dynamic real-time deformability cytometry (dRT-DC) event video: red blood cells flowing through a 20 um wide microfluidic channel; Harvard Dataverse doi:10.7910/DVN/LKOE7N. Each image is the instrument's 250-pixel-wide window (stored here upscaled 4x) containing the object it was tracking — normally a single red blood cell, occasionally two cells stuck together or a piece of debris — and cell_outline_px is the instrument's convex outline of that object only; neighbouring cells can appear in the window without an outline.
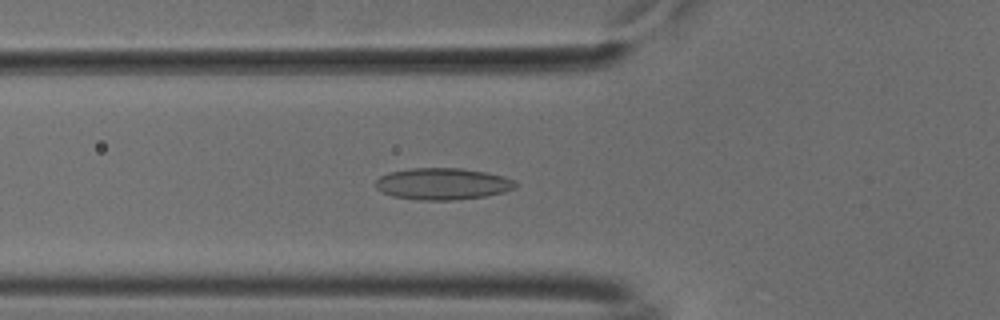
{"species": "common noctule bat (a hibernating species)", "species_latin": "Nyctalus noctula", "temperature_condition": "cold", "stored_images_in_passage": 53, "camera_frame_rate_fps": 3000, "um_per_image_px": 0.085, "animal": {"sex": "male", "body_mass_g": 18.8}, "frame": {"image": 1, "passage_image": 19, "time_ms": 6.0, "image_size_px": [1000, 320], "cell_outline_px": [[516, 188], [504, 192], [484, 196], [456, 200], [420, 200], [392, 196], [376, 188], [376, 180], [380, 176], [388, 172], [412, 168], [460, 168], [484, 172], [504, 176], [516, 180]], "centroid_in_image_um": [37.64, 15.62], "position_along_channel_um": 88.2, "area_um2": 25.84}}
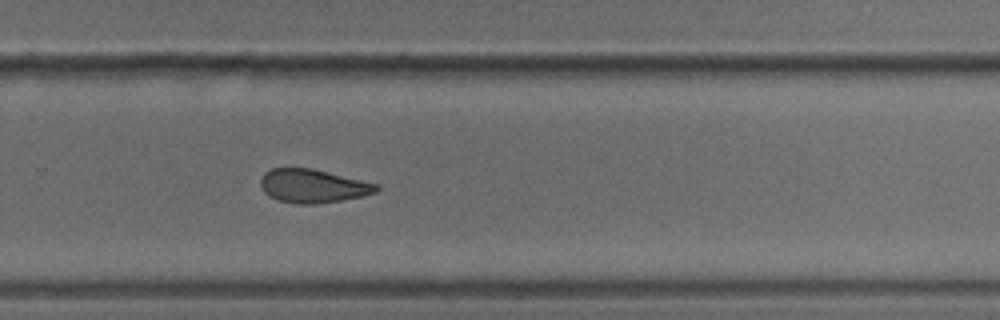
{"frame": {"image": 2, "passage_image": 36, "time_ms": 11.667, "image_size_px": [1000, 320], "cell_outline_px": [[380, 188], [376, 192], [364, 196], [316, 204], [296, 204], [280, 200], [268, 196], [264, 192], [260, 184], [260, 180], [264, 172], [272, 168], [312, 168], [380, 184]], "centroid_in_image_um": [26.61, 15.8], "position_along_channel_um": 303.2, "area_um2": 22.77}}
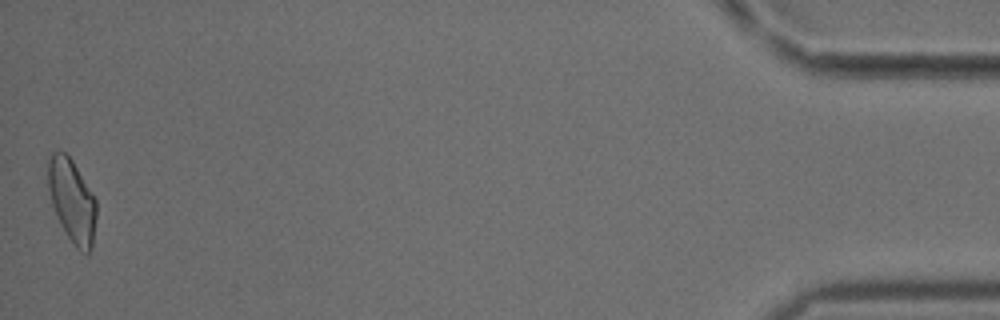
{"frame": {"image": 3, "passage_image": 53, "time_ms": 17.333, "image_size_px": [1000, 320], "cell_outline_px": [[96, 216], [92, 244], [88, 252], [80, 252], [76, 248], [60, 224], [52, 204], [48, 188], [48, 160], [52, 152], [64, 152], [72, 160], [96, 200]], "centroid_in_image_um": [6.11, 17.06], "position_along_channel_um": 429.1, "area_um2": 23.0}, "authors_computed_cell_mechanics": {"area_um2": 23.7558, "velocity_mm_per_s": 3.783, "shape_relaxation_time_tau1_ms": 10.4388, "shape_relaxation_time_tau2_ms": 3.5397, "deformation_change_tau1": 0.1562, "deformation_change_tau2": 0.1054}}